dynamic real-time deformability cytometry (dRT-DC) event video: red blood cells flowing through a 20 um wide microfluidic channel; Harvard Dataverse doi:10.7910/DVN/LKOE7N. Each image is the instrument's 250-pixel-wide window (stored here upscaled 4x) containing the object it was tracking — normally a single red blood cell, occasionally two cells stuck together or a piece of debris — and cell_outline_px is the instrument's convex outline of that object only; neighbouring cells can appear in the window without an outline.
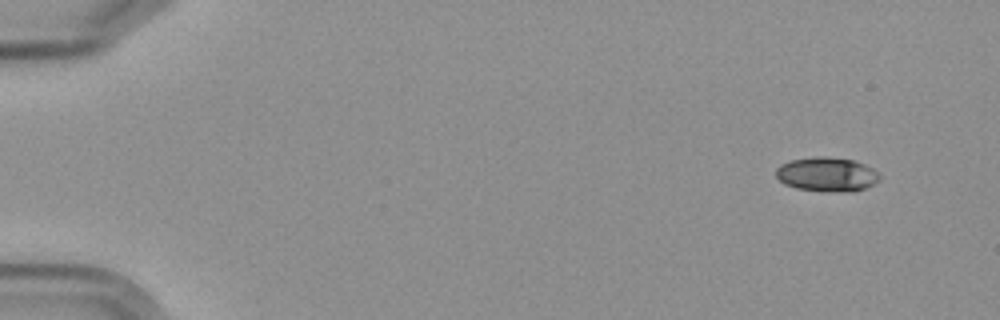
{"species": "Egyptian fruit bat (a non-hibernating species)", "species_latin": "Rousettus aegyptiacus", "temperature_condition": "cold", "stored_images_in_passage": 5, "camera_frame_rate_fps": 3000, "um_per_image_px": 0.085, "frame": {"image": 1, "passage_image": 1, "time_ms": 0.0, "image_size_px": [1000, 320], "cell_outline_px": [[880, 176], [872, 184], [864, 188], [852, 192], [828, 192], [796, 188], [784, 184], [776, 176], [776, 168], [780, 164], [792, 160], [816, 156], [824, 156], [852, 160], [864, 164], [872, 168]], "centroid_in_image_um": [70.24, 14.83], "position_along_channel_um": 14.8, "area_um2": 20.58}}
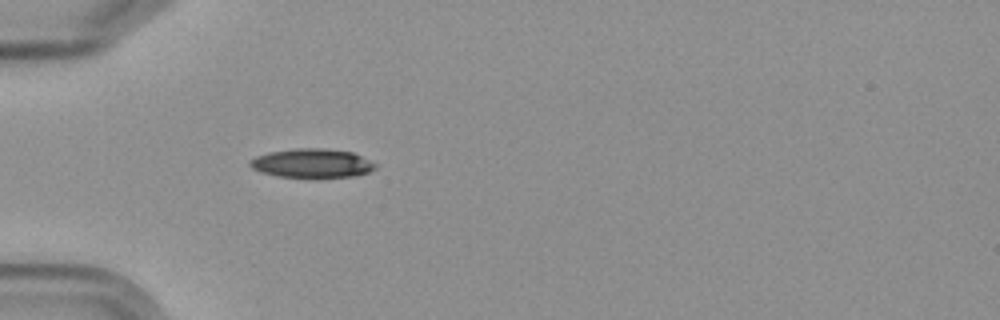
{"frame": {"image": 2, "passage_image": 5, "time_ms": 4.667, "image_size_px": [1000, 320], "cell_outline_px": [[376, 168], [368, 172], [356, 176], [316, 180], [276, 176], [260, 172], [252, 168], [248, 164], [248, 160], [256, 156], [268, 152], [296, 148], [324, 148], [352, 152], [376, 164]], "centroid_in_image_um": [26.49, 13.92], "position_along_channel_um": 58.5, "area_um2": 22.02}}